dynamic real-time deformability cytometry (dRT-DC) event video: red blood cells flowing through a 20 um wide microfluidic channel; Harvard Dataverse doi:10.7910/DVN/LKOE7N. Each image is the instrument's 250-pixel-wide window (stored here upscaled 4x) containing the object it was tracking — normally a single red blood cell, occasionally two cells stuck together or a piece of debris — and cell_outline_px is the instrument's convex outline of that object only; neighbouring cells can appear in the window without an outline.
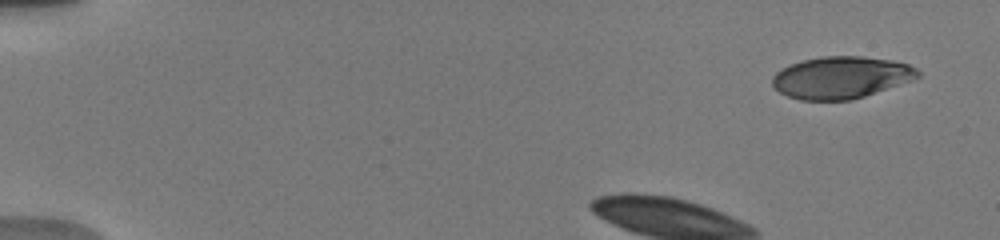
{"species": "human", "species_latin": "Homo sapiens", "temperature_condition": "warm", "stored_images_in_passage": 16, "camera_frame_rate_fps": 3000, "um_per_image_px": 0.085, "donor": {"sex": "male"}, "frame": {"image": 1, "passage_image": 4, "time_ms": 0.667, "image_size_px": [1000, 240], "cell_outline_px": [[920, 76], [864, 96], [852, 100], [800, 100], [788, 96], [780, 92], [772, 84], [772, 76], [776, 72], [800, 60], [820, 56], [864, 56], [892, 60], [908, 64], [916, 68], [920, 72]], "centroid_in_image_um": [71.46, 6.57], "position_along_channel_um": 13.5, "area_um2": 35.37}}